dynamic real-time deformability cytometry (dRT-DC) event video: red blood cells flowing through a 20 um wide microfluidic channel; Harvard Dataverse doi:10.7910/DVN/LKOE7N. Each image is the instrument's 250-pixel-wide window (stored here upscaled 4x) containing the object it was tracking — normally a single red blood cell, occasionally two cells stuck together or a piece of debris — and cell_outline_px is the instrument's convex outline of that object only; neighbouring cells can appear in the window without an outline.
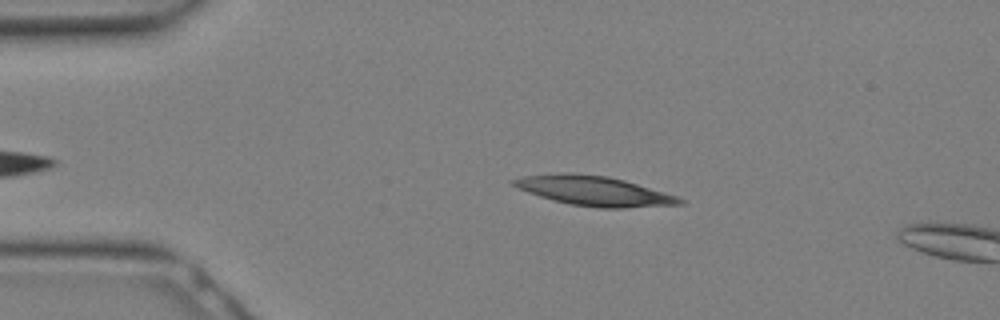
{"species": "Egyptian fruit bat (a non-hibernating species)", "species_latin": "Rousettus aegyptiacus", "temperature_condition": "warm", "stored_images_in_passage": 7, "camera_frame_rate_fps": 3000, "um_per_image_px": 0.085, "animal": {"sex": "female"}, "frame": {"image": 1, "passage_image": 5, "time_ms": 1.333, "image_size_px": [1000, 320], "cell_outline_px": [[684, 204], [624, 208], [600, 208], [572, 204], [552, 200], [528, 192], [512, 184], [512, 180], [524, 176], [564, 172], [568, 172], [608, 176], [624, 180], [676, 196], [684, 200]], "centroid_in_image_um": [50.5, 16.22], "position_along_channel_um": 34.5, "area_um2": 28.32}}